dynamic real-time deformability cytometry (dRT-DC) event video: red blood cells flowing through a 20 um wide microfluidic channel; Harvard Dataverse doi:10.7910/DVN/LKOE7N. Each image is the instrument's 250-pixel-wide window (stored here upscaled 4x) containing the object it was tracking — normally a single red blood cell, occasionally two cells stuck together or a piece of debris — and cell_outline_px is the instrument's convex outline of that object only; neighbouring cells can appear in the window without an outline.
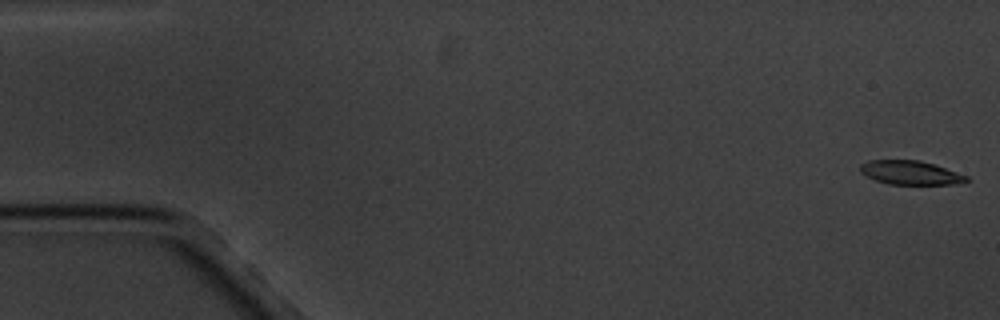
{"species": "common noctule bat (a hibernating species)", "species_latin": "Nyctalus noctula", "temperature_condition": "cold", "stored_images_in_passage": 17, "camera_frame_rate_fps": 3000, "um_per_image_px": 0.085, "animal": {"sex": "male", "body_mass_g": 20.1, "forearm_length_mm": 53.5}, "frame": {"image": 1, "passage_image": 1, "time_ms": 0.0, "image_size_px": [1000, 320], "cell_outline_px": [[968, 180], [952, 184], [888, 184], [876, 180], [860, 172], [860, 164], [868, 160], [920, 160], [936, 164], [968, 176]], "centroid_in_image_um": [77.37, 14.66], "position_along_channel_um": 7.6, "area_um2": 14.74}}
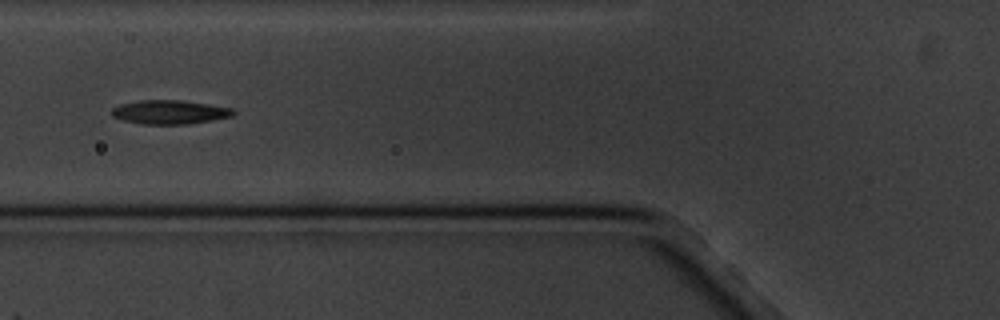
{"frame": {"image": 2, "passage_image": 7, "time_ms": 7.0, "image_size_px": [1000, 320], "cell_outline_px": [[236, 112], [232, 116], [212, 120], [188, 124], [140, 124], [124, 120], [112, 116], [112, 108], [120, 104], [136, 100], [180, 100], [232, 108]], "centroid_in_image_um": [14.4, 9.53], "position_along_channel_um": 111.4, "area_um2": 16.88}}
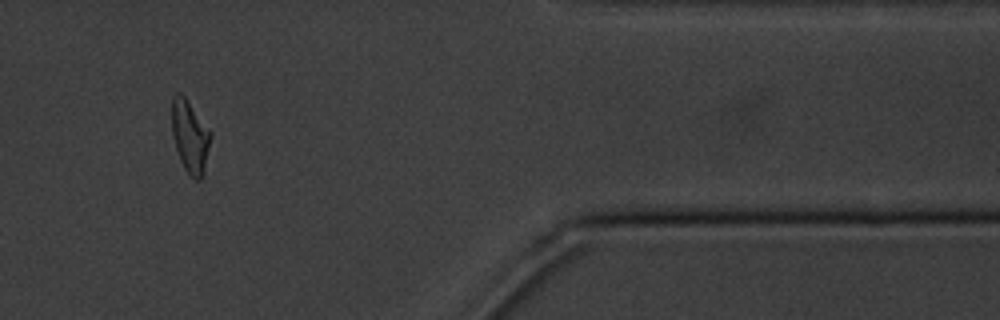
{"frame": {"image": 3, "passage_image": 15, "time_ms": 16.333, "image_size_px": [1000, 320], "cell_outline_px": [[212, 136], [204, 176], [200, 180], [196, 180], [184, 168], [180, 160], [176, 148], [172, 132], [172, 96], [176, 92], [180, 92], [184, 96], [212, 132]], "centroid_in_image_um": [16.18, 11.61], "position_along_channel_um": 395.2, "area_um2": 16.53}, "authors_computed_cell_mechanics": {"area_um2": 16.762, "velocity_mm_per_s": 3.3788, "shape_relaxation_time_tau1_ms": 6.4014, "shape_relaxation_time_tau2_ms": 4.6329, "deformation_change_tau1": 0.1707, "deformation_change_tau2": 0.125}}